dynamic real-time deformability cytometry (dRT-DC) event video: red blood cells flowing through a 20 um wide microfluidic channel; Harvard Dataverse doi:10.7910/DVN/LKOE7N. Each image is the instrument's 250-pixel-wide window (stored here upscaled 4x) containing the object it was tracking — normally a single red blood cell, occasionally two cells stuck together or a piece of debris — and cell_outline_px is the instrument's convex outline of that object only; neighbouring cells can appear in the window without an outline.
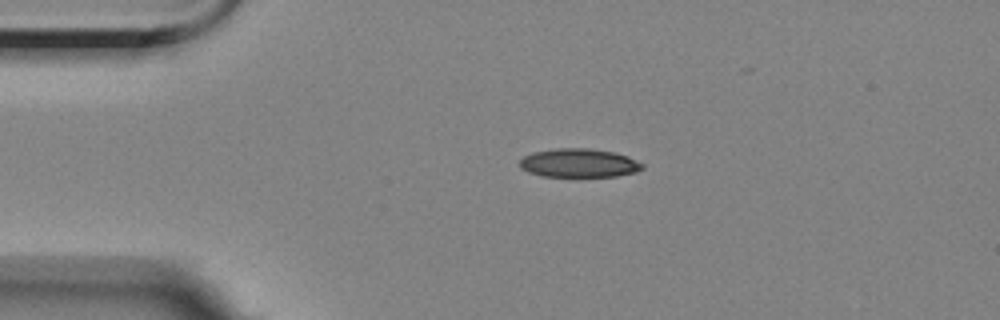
{"species": "Egyptian fruit bat (a non-hibernating species)", "species_latin": "Rousettus aegyptiacus", "temperature_condition": "room temperature", "stored_images_in_passage": 35, "camera_frame_rate_fps": 3000, "um_per_image_px": 0.085, "animal": {"sex": "female"}, "frame": {"image": 1, "passage_image": 1, "time_ms": 0.0, "image_size_px": [1000, 320], "cell_outline_px": [[644, 168], [636, 172], [616, 176], [540, 176], [528, 172], [520, 168], [520, 160], [524, 156], [532, 152], [556, 148], [588, 148], [616, 152], [628, 156], [644, 164]], "centroid_in_image_um": [49.22, 13.85], "position_along_channel_um": 35.8, "area_um2": 20.63}}
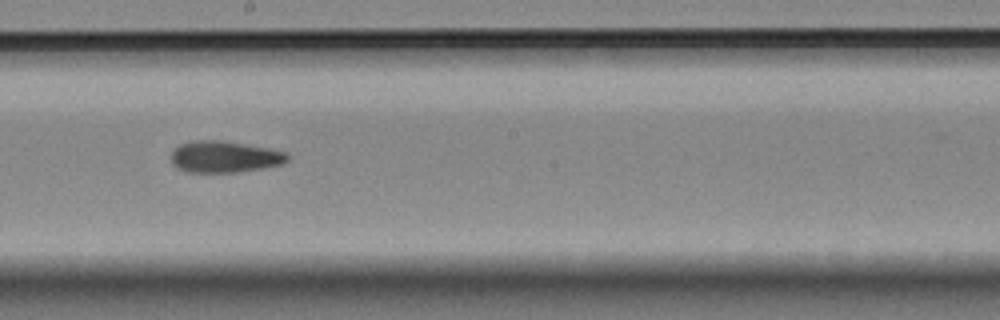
{"frame": {"image": 2, "passage_image": 20, "time_ms": 6.333, "image_size_px": [1000, 320], "cell_outline_px": [[288, 160], [284, 164], [236, 172], [184, 172], [176, 168], [172, 164], [172, 152], [180, 144], [192, 140], [216, 140], [268, 148], [288, 152]], "centroid_in_image_um": [19.06, 13.33], "position_along_channel_um": 229.1, "area_um2": 21.27}}
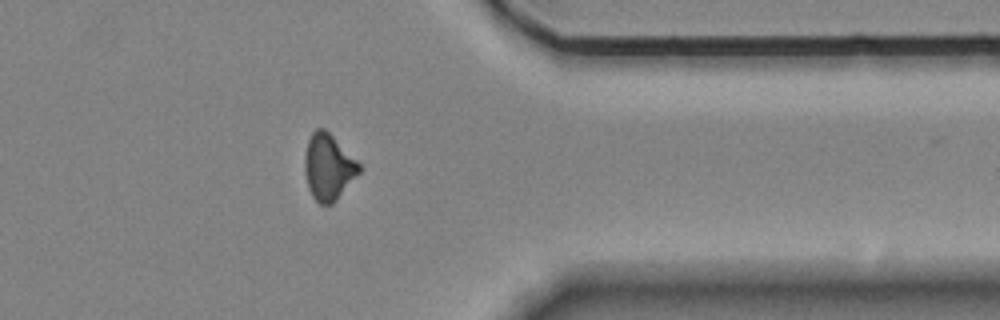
{"frame": {"image": 3, "passage_image": 34, "time_ms": 11.0, "image_size_px": [1000, 320], "cell_outline_px": [[360, 172], [336, 200], [332, 204], [320, 204], [312, 196], [308, 188], [304, 172], [304, 156], [308, 140], [312, 132], [316, 128], [324, 128], [360, 164]], "centroid_in_image_um": [27.88, 14.21], "position_along_channel_um": 383.5, "area_um2": 20.75}}